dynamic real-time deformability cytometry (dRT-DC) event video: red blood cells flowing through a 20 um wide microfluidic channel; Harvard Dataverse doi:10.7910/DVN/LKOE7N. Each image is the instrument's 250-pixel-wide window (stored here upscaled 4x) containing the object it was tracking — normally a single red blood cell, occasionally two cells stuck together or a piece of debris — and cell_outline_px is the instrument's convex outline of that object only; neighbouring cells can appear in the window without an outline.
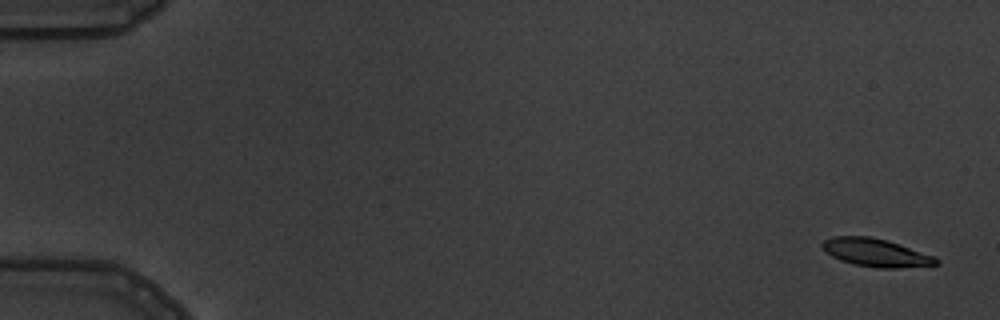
{"species": "common noctule bat (a hibernating species)", "species_latin": "Nyctalus noctula", "temperature_condition": "warm", "stored_images_in_passage": 4, "camera_frame_rate_fps": 3000, "um_per_image_px": 0.085, "animal": {"sex": "male", "body_mass_g": 19.5, "forearm_length_mm": 54.6}, "frame": {"image": 1, "passage_image": 1, "time_ms": 0.0, "image_size_px": [1000, 320], "cell_outline_px": [[940, 264], [896, 268], [880, 268], [852, 264], [840, 260], [824, 252], [820, 248], [820, 244], [824, 240], [832, 236], [872, 236], [888, 240], [936, 256], [940, 260]], "centroid_in_image_um": [74.43, 21.46], "position_along_channel_um": 10.6, "area_um2": 18.96}}